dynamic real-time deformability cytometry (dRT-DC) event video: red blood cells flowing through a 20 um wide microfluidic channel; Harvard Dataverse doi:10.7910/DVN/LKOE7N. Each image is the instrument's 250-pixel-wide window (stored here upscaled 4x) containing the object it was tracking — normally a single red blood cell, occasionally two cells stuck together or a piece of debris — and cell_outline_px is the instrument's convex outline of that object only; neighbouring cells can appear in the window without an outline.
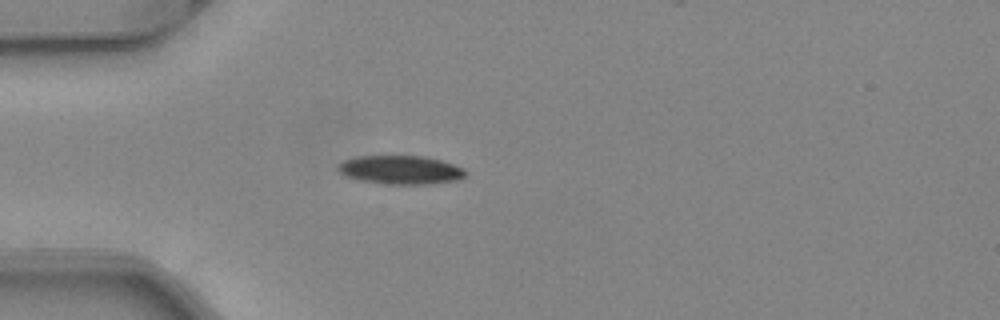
{"species": "common noctule bat (a hibernating species)", "species_latin": "Nyctalus noctula", "temperature_condition": "warm", "stored_images_in_passage": 37, "camera_frame_rate_fps": 3000, "um_per_image_px": 0.085, "animal": {"sex": "female", "body_mass_g": 24.6, "forearm_length_mm": 56.2}, "frame": {"image": 1, "passage_image": 1, "time_ms": 0.0, "image_size_px": [1000, 320], "cell_outline_px": [[468, 172], [460, 180], [428, 184], [388, 184], [360, 180], [348, 176], [340, 172], [336, 168], [336, 164], [344, 160], [360, 156], [424, 156], [440, 160], [464, 168]], "centroid_in_image_um": [34.07, 14.44], "position_along_channel_um": 50.9, "area_um2": 21.27}}
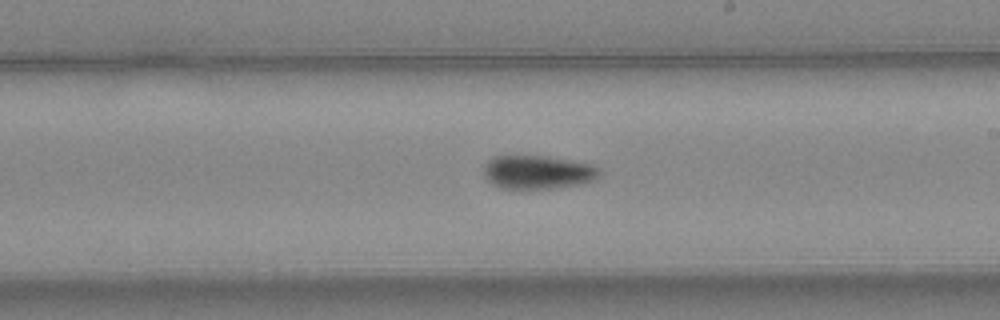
{"frame": {"image": 2, "passage_image": 16, "time_ms": 5.0, "image_size_px": [1000, 320], "cell_outline_px": [[600, 176], [596, 180], [584, 184], [556, 188], [500, 188], [492, 184], [484, 176], [484, 164], [492, 156], [548, 156], [592, 164], [600, 168]], "centroid_in_image_um": [45.75, 14.63], "position_along_channel_um": 243.3, "area_um2": 22.95}}
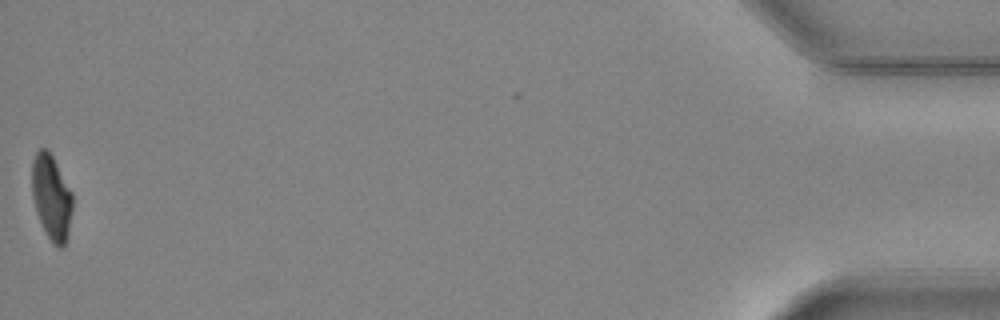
{"frame": {"image": 3, "passage_image": 37, "time_ms": 12.0, "image_size_px": [1000, 320], "cell_outline_px": [[72, 212], [68, 236], [64, 248], [60, 248], [52, 244], [40, 220], [32, 196], [32, 160], [36, 152], [40, 148], [48, 148], [72, 192]], "centroid_in_image_um": [4.39, 16.77], "position_along_channel_um": 430.8, "area_um2": 20.11}, "authors_computed_cell_mechanics": {"area_um2": 22.3686, "velocity_mm_per_s": 4.0893, "shape_relaxation_time_tau1_ms": 5.1054, "shape_relaxation_time_tau2_ms": null, "deformation_change_tau1": 0.1709, "deformation_change_tau2": null}}